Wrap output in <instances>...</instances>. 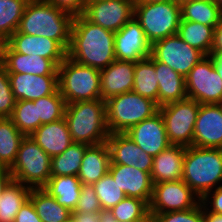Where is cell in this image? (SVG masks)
I'll return each mask as SVG.
<instances>
[{
  "label": "cell",
  "mask_w": 222,
  "mask_h": 222,
  "mask_svg": "<svg viewBox=\"0 0 222 222\" xmlns=\"http://www.w3.org/2000/svg\"><path fill=\"white\" fill-rule=\"evenodd\" d=\"M67 57L103 70L116 60L114 32L89 21L83 14L73 17Z\"/></svg>",
  "instance_id": "cell-1"
},
{
  "label": "cell",
  "mask_w": 222,
  "mask_h": 222,
  "mask_svg": "<svg viewBox=\"0 0 222 222\" xmlns=\"http://www.w3.org/2000/svg\"><path fill=\"white\" fill-rule=\"evenodd\" d=\"M72 20L70 13L47 0H29L17 31L55 40L67 51Z\"/></svg>",
  "instance_id": "cell-2"
},
{
  "label": "cell",
  "mask_w": 222,
  "mask_h": 222,
  "mask_svg": "<svg viewBox=\"0 0 222 222\" xmlns=\"http://www.w3.org/2000/svg\"><path fill=\"white\" fill-rule=\"evenodd\" d=\"M64 118L73 142L97 145L109 137L105 101L102 99L66 104Z\"/></svg>",
  "instance_id": "cell-3"
},
{
  "label": "cell",
  "mask_w": 222,
  "mask_h": 222,
  "mask_svg": "<svg viewBox=\"0 0 222 222\" xmlns=\"http://www.w3.org/2000/svg\"><path fill=\"white\" fill-rule=\"evenodd\" d=\"M182 180L202 199L222 185V149L186 147Z\"/></svg>",
  "instance_id": "cell-4"
},
{
  "label": "cell",
  "mask_w": 222,
  "mask_h": 222,
  "mask_svg": "<svg viewBox=\"0 0 222 222\" xmlns=\"http://www.w3.org/2000/svg\"><path fill=\"white\" fill-rule=\"evenodd\" d=\"M58 85L66 104L101 99L100 70L67 56L58 66Z\"/></svg>",
  "instance_id": "cell-5"
},
{
  "label": "cell",
  "mask_w": 222,
  "mask_h": 222,
  "mask_svg": "<svg viewBox=\"0 0 222 222\" xmlns=\"http://www.w3.org/2000/svg\"><path fill=\"white\" fill-rule=\"evenodd\" d=\"M105 108L110 134L125 133L129 128L152 117L159 110L156 102L134 91L109 98L105 101Z\"/></svg>",
  "instance_id": "cell-6"
},
{
  "label": "cell",
  "mask_w": 222,
  "mask_h": 222,
  "mask_svg": "<svg viewBox=\"0 0 222 222\" xmlns=\"http://www.w3.org/2000/svg\"><path fill=\"white\" fill-rule=\"evenodd\" d=\"M134 17L144 30L147 40L153 44L178 33L181 8L175 1L135 2Z\"/></svg>",
  "instance_id": "cell-7"
},
{
  "label": "cell",
  "mask_w": 222,
  "mask_h": 222,
  "mask_svg": "<svg viewBox=\"0 0 222 222\" xmlns=\"http://www.w3.org/2000/svg\"><path fill=\"white\" fill-rule=\"evenodd\" d=\"M9 171L14 181L30 188H43L51 177V157L31 136H25Z\"/></svg>",
  "instance_id": "cell-8"
},
{
  "label": "cell",
  "mask_w": 222,
  "mask_h": 222,
  "mask_svg": "<svg viewBox=\"0 0 222 222\" xmlns=\"http://www.w3.org/2000/svg\"><path fill=\"white\" fill-rule=\"evenodd\" d=\"M200 103L186 98L159 107L171 145L193 146V134Z\"/></svg>",
  "instance_id": "cell-9"
},
{
  "label": "cell",
  "mask_w": 222,
  "mask_h": 222,
  "mask_svg": "<svg viewBox=\"0 0 222 222\" xmlns=\"http://www.w3.org/2000/svg\"><path fill=\"white\" fill-rule=\"evenodd\" d=\"M187 98L200 104L222 101V79L214 68L213 57L205 56L185 77Z\"/></svg>",
  "instance_id": "cell-10"
},
{
  "label": "cell",
  "mask_w": 222,
  "mask_h": 222,
  "mask_svg": "<svg viewBox=\"0 0 222 222\" xmlns=\"http://www.w3.org/2000/svg\"><path fill=\"white\" fill-rule=\"evenodd\" d=\"M151 55L184 77L205 57L177 34L155 41L151 47Z\"/></svg>",
  "instance_id": "cell-11"
},
{
  "label": "cell",
  "mask_w": 222,
  "mask_h": 222,
  "mask_svg": "<svg viewBox=\"0 0 222 222\" xmlns=\"http://www.w3.org/2000/svg\"><path fill=\"white\" fill-rule=\"evenodd\" d=\"M201 203L199 196L181 179L153 185L150 213L189 210Z\"/></svg>",
  "instance_id": "cell-12"
},
{
  "label": "cell",
  "mask_w": 222,
  "mask_h": 222,
  "mask_svg": "<svg viewBox=\"0 0 222 222\" xmlns=\"http://www.w3.org/2000/svg\"><path fill=\"white\" fill-rule=\"evenodd\" d=\"M134 0H100L86 4L83 15L102 28L117 32L134 17Z\"/></svg>",
  "instance_id": "cell-13"
},
{
  "label": "cell",
  "mask_w": 222,
  "mask_h": 222,
  "mask_svg": "<svg viewBox=\"0 0 222 222\" xmlns=\"http://www.w3.org/2000/svg\"><path fill=\"white\" fill-rule=\"evenodd\" d=\"M114 40L116 60L138 62L151 55L152 44L135 17L114 33Z\"/></svg>",
  "instance_id": "cell-14"
},
{
  "label": "cell",
  "mask_w": 222,
  "mask_h": 222,
  "mask_svg": "<svg viewBox=\"0 0 222 222\" xmlns=\"http://www.w3.org/2000/svg\"><path fill=\"white\" fill-rule=\"evenodd\" d=\"M193 146L222 149V108L219 104H200Z\"/></svg>",
  "instance_id": "cell-15"
},
{
  "label": "cell",
  "mask_w": 222,
  "mask_h": 222,
  "mask_svg": "<svg viewBox=\"0 0 222 222\" xmlns=\"http://www.w3.org/2000/svg\"><path fill=\"white\" fill-rule=\"evenodd\" d=\"M143 151L157 156L171 144L168 140L161 113L144 119L125 132Z\"/></svg>",
  "instance_id": "cell-16"
},
{
  "label": "cell",
  "mask_w": 222,
  "mask_h": 222,
  "mask_svg": "<svg viewBox=\"0 0 222 222\" xmlns=\"http://www.w3.org/2000/svg\"><path fill=\"white\" fill-rule=\"evenodd\" d=\"M0 65L8 73L58 76V66L51 59L17 53L6 42L1 45Z\"/></svg>",
  "instance_id": "cell-17"
},
{
  "label": "cell",
  "mask_w": 222,
  "mask_h": 222,
  "mask_svg": "<svg viewBox=\"0 0 222 222\" xmlns=\"http://www.w3.org/2000/svg\"><path fill=\"white\" fill-rule=\"evenodd\" d=\"M106 142L110 164L133 166L151 173L154 157L143 151L126 133L109 134Z\"/></svg>",
  "instance_id": "cell-18"
},
{
  "label": "cell",
  "mask_w": 222,
  "mask_h": 222,
  "mask_svg": "<svg viewBox=\"0 0 222 222\" xmlns=\"http://www.w3.org/2000/svg\"><path fill=\"white\" fill-rule=\"evenodd\" d=\"M5 42L17 53L51 59L57 66L67 56V51L57 41L46 37L16 31Z\"/></svg>",
  "instance_id": "cell-19"
},
{
  "label": "cell",
  "mask_w": 222,
  "mask_h": 222,
  "mask_svg": "<svg viewBox=\"0 0 222 222\" xmlns=\"http://www.w3.org/2000/svg\"><path fill=\"white\" fill-rule=\"evenodd\" d=\"M108 172L127 197L142 199L149 205L154 185L150 173L121 164H110Z\"/></svg>",
  "instance_id": "cell-20"
},
{
  "label": "cell",
  "mask_w": 222,
  "mask_h": 222,
  "mask_svg": "<svg viewBox=\"0 0 222 222\" xmlns=\"http://www.w3.org/2000/svg\"><path fill=\"white\" fill-rule=\"evenodd\" d=\"M8 78L16 101H34L54 94L59 89L58 76L8 73Z\"/></svg>",
  "instance_id": "cell-21"
},
{
  "label": "cell",
  "mask_w": 222,
  "mask_h": 222,
  "mask_svg": "<svg viewBox=\"0 0 222 222\" xmlns=\"http://www.w3.org/2000/svg\"><path fill=\"white\" fill-rule=\"evenodd\" d=\"M135 62L115 60L100 71L101 99L133 90Z\"/></svg>",
  "instance_id": "cell-22"
},
{
  "label": "cell",
  "mask_w": 222,
  "mask_h": 222,
  "mask_svg": "<svg viewBox=\"0 0 222 222\" xmlns=\"http://www.w3.org/2000/svg\"><path fill=\"white\" fill-rule=\"evenodd\" d=\"M186 147L170 145L153 158L151 179L153 184L181 180Z\"/></svg>",
  "instance_id": "cell-23"
},
{
  "label": "cell",
  "mask_w": 222,
  "mask_h": 222,
  "mask_svg": "<svg viewBox=\"0 0 222 222\" xmlns=\"http://www.w3.org/2000/svg\"><path fill=\"white\" fill-rule=\"evenodd\" d=\"M31 137L50 157L63 153L73 142L65 118L42 124Z\"/></svg>",
  "instance_id": "cell-24"
},
{
  "label": "cell",
  "mask_w": 222,
  "mask_h": 222,
  "mask_svg": "<svg viewBox=\"0 0 222 222\" xmlns=\"http://www.w3.org/2000/svg\"><path fill=\"white\" fill-rule=\"evenodd\" d=\"M110 162L107 142L89 145L83 155L77 177L82 184H94L109 171Z\"/></svg>",
  "instance_id": "cell-25"
},
{
  "label": "cell",
  "mask_w": 222,
  "mask_h": 222,
  "mask_svg": "<svg viewBox=\"0 0 222 222\" xmlns=\"http://www.w3.org/2000/svg\"><path fill=\"white\" fill-rule=\"evenodd\" d=\"M154 67L159 83L158 106L187 98L185 77L168 65L154 58Z\"/></svg>",
  "instance_id": "cell-26"
},
{
  "label": "cell",
  "mask_w": 222,
  "mask_h": 222,
  "mask_svg": "<svg viewBox=\"0 0 222 222\" xmlns=\"http://www.w3.org/2000/svg\"><path fill=\"white\" fill-rule=\"evenodd\" d=\"M82 183L77 176H51L43 187L56 201L74 212L81 193Z\"/></svg>",
  "instance_id": "cell-27"
},
{
  "label": "cell",
  "mask_w": 222,
  "mask_h": 222,
  "mask_svg": "<svg viewBox=\"0 0 222 222\" xmlns=\"http://www.w3.org/2000/svg\"><path fill=\"white\" fill-rule=\"evenodd\" d=\"M29 200L42 222H63L72 213L43 188H31Z\"/></svg>",
  "instance_id": "cell-28"
},
{
  "label": "cell",
  "mask_w": 222,
  "mask_h": 222,
  "mask_svg": "<svg viewBox=\"0 0 222 222\" xmlns=\"http://www.w3.org/2000/svg\"><path fill=\"white\" fill-rule=\"evenodd\" d=\"M181 19L217 27L222 15L214 0H188L180 4Z\"/></svg>",
  "instance_id": "cell-29"
},
{
  "label": "cell",
  "mask_w": 222,
  "mask_h": 222,
  "mask_svg": "<svg viewBox=\"0 0 222 222\" xmlns=\"http://www.w3.org/2000/svg\"><path fill=\"white\" fill-rule=\"evenodd\" d=\"M214 29L213 26L181 19L177 35L187 44L201 51L205 56H210Z\"/></svg>",
  "instance_id": "cell-30"
},
{
  "label": "cell",
  "mask_w": 222,
  "mask_h": 222,
  "mask_svg": "<svg viewBox=\"0 0 222 222\" xmlns=\"http://www.w3.org/2000/svg\"><path fill=\"white\" fill-rule=\"evenodd\" d=\"M159 83L154 67V57L135 62L133 90L139 95L149 98L158 105Z\"/></svg>",
  "instance_id": "cell-31"
},
{
  "label": "cell",
  "mask_w": 222,
  "mask_h": 222,
  "mask_svg": "<svg viewBox=\"0 0 222 222\" xmlns=\"http://www.w3.org/2000/svg\"><path fill=\"white\" fill-rule=\"evenodd\" d=\"M24 137L10 117L0 118V167H12Z\"/></svg>",
  "instance_id": "cell-32"
},
{
  "label": "cell",
  "mask_w": 222,
  "mask_h": 222,
  "mask_svg": "<svg viewBox=\"0 0 222 222\" xmlns=\"http://www.w3.org/2000/svg\"><path fill=\"white\" fill-rule=\"evenodd\" d=\"M88 146L72 142L63 153L51 157V176H77Z\"/></svg>",
  "instance_id": "cell-33"
},
{
  "label": "cell",
  "mask_w": 222,
  "mask_h": 222,
  "mask_svg": "<svg viewBox=\"0 0 222 222\" xmlns=\"http://www.w3.org/2000/svg\"><path fill=\"white\" fill-rule=\"evenodd\" d=\"M31 188L12 181L3 192L0 200V222H14L22 205L29 199Z\"/></svg>",
  "instance_id": "cell-34"
},
{
  "label": "cell",
  "mask_w": 222,
  "mask_h": 222,
  "mask_svg": "<svg viewBox=\"0 0 222 222\" xmlns=\"http://www.w3.org/2000/svg\"><path fill=\"white\" fill-rule=\"evenodd\" d=\"M29 0H0V41L17 31Z\"/></svg>",
  "instance_id": "cell-35"
},
{
  "label": "cell",
  "mask_w": 222,
  "mask_h": 222,
  "mask_svg": "<svg viewBox=\"0 0 222 222\" xmlns=\"http://www.w3.org/2000/svg\"><path fill=\"white\" fill-rule=\"evenodd\" d=\"M107 215L117 221L153 219L149 205L144 200L127 196L110 209Z\"/></svg>",
  "instance_id": "cell-36"
},
{
  "label": "cell",
  "mask_w": 222,
  "mask_h": 222,
  "mask_svg": "<svg viewBox=\"0 0 222 222\" xmlns=\"http://www.w3.org/2000/svg\"><path fill=\"white\" fill-rule=\"evenodd\" d=\"M38 112V128L64 118L66 102L59 89L51 95L34 100Z\"/></svg>",
  "instance_id": "cell-37"
},
{
  "label": "cell",
  "mask_w": 222,
  "mask_h": 222,
  "mask_svg": "<svg viewBox=\"0 0 222 222\" xmlns=\"http://www.w3.org/2000/svg\"><path fill=\"white\" fill-rule=\"evenodd\" d=\"M10 118L24 136H31L38 128L37 105L34 101L18 100Z\"/></svg>",
  "instance_id": "cell-38"
},
{
  "label": "cell",
  "mask_w": 222,
  "mask_h": 222,
  "mask_svg": "<svg viewBox=\"0 0 222 222\" xmlns=\"http://www.w3.org/2000/svg\"><path fill=\"white\" fill-rule=\"evenodd\" d=\"M93 185L103 212L107 213L126 197L124 191L119 188L109 172Z\"/></svg>",
  "instance_id": "cell-39"
},
{
  "label": "cell",
  "mask_w": 222,
  "mask_h": 222,
  "mask_svg": "<svg viewBox=\"0 0 222 222\" xmlns=\"http://www.w3.org/2000/svg\"><path fill=\"white\" fill-rule=\"evenodd\" d=\"M153 222H204V206H198L183 211L166 213H151Z\"/></svg>",
  "instance_id": "cell-40"
},
{
  "label": "cell",
  "mask_w": 222,
  "mask_h": 222,
  "mask_svg": "<svg viewBox=\"0 0 222 222\" xmlns=\"http://www.w3.org/2000/svg\"><path fill=\"white\" fill-rule=\"evenodd\" d=\"M15 103L8 72L0 65V118L11 117Z\"/></svg>",
  "instance_id": "cell-41"
},
{
  "label": "cell",
  "mask_w": 222,
  "mask_h": 222,
  "mask_svg": "<svg viewBox=\"0 0 222 222\" xmlns=\"http://www.w3.org/2000/svg\"><path fill=\"white\" fill-rule=\"evenodd\" d=\"M103 212L93 184H82L77 206L72 213Z\"/></svg>",
  "instance_id": "cell-42"
},
{
  "label": "cell",
  "mask_w": 222,
  "mask_h": 222,
  "mask_svg": "<svg viewBox=\"0 0 222 222\" xmlns=\"http://www.w3.org/2000/svg\"><path fill=\"white\" fill-rule=\"evenodd\" d=\"M201 203L209 212L222 214V185L208 192Z\"/></svg>",
  "instance_id": "cell-43"
},
{
  "label": "cell",
  "mask_w": 222,
  "mask_h": 222,
  "mask_svg": "<svg viewBox=\"0 0 222 222\" xmlns=\"http://www.w3.org/2000/svg\"><path fill=\"white\" fill-rule=\"evenodd\" d=\"M57 8L70 13L73 17L82 15L86 7L85 0H47Z\"/></svg>",
  "instance_id": "cell-44"
},
{
  "label": "cell",
  "mask_w": 222,
  "mask_h": 222,
  "mask_svg": "<svg viewBox=\"0 0 222 222\" xmlns=\"http://www.w3.org/2000/svg\"><path fill=\"white\" fill-rule=\"evenodd\" d=\"M14 222H42L36 214L32 202L28 199L15 216Z\"/></svg>",
  "instance_id": "cell-45"
},
{
  "label": "cell",
  "mask_w": 222,
  "mask_h": 222,
  "mask_svg": "<svg viewBox=\"0 0 222 222\" xmlns=\"http://www.w3.org/2000/svg\"><path fill=\"white\" fill-rule=\"evenodd\" d=\"M78 222H104L107 216L106 212L92 213H71Z\"/></svg>",
  "instance_id": "cell-46"
},
{
  "label": "cell",
  "mask_w": 222,
  "mask_h": 222,
  "mask_svg": "<svg viewBox=\"0 0 222 222\" xmlns=\"http://www.w3.org/2000/svg\"><path fill=\"white\" fill-rule=\"evenodd\" d=\"M211 54H222V15L219 19L217 27L214 29Z\"/></svg>",
  "instance_id": "cell-47"
},
{
  "label": "cell",
  "mask_w": 222,
  "mask_h": 222,
  "mask_svg": "<svg viewBox=\"0 0 222 222\" xmlns=\"http://www.w3.org/2000/svg\"><path fill=\"white\" fill-rule=\"evenodd\" d=\"M13 181L12 174L8 168L0 167V200L6 187Z\"/></svg>",
  "instance_id": "cell-48"
},
{
  "label": "cell",
  "mask_w": 222,
  "mask_h": 222,
  "mask_svg": "<svg viewBox=\"0 0 222 222\" xmlns=\"http://www.w3.org/2000/svg\"><path fill=\"white\" fill-rule=\"evenodd\" d=\"M204 222H222V214L209 212L204 207Z\"/></svg>",
  "instance_id": "cell-49"
},
{
  "label": "cell",
  "mask_w": 222,
  "mask_h": 222,
  "mask_svg": "<svg viewBox=\"0 0 222 222\" xmlns=\"http://www.w3.org/2000/svg\"><path fill=\"white\" fill-rule=\"evenodd\" d=\"M214 60V68L222 79V54H211Z\"/></svg>",
  "instance_id": "cell-50"
},
{
  "label": "cell",
  "mask_w": 222,
  "mask_h": 222,
  "mask_svg": "<svg viewBox=\"0 0 222 222\" xmlns=\"http://www.w3.org/2000/svg\"><path fill=\"white\" fill-rule=\"evenodd\" d=\"M104 222H153V219H137V220H131V221H117V220L110 218L107 215Z\"/></svg>",
  "instance_id": "cell-51"
},
{
  "label": "cell",
  "mask_w": 222,
  "mask_h": 222,
  "mask_svg": "<svg viewBox=\"0 0 222 222\" xmlns=\"http://www.w3.org/2000/svg\"><path fill=\"white\" fill-rule=\"evenodd\" d=\"M135 2H165V1H174V0H134Z\"/></svg>",
  "instance_id": "cell-52"
},
{
  "label": "cell",
  "mask_w": 222,
  "mask_h": 222,
  "mask_svg": "<svg viewBox=\"0 0 222 222\" xmlns=\"http://www.w3.org/2000/svg\"><path fill=\"white\" fill-rule=\"evenodd\" d=\"M63 222H78V221L72 214H70L69 217Z\"/></svg>",
  "instance_id": "cell-53"
},
{
  "label": "cell",
  "mask_w": 222,
  "mask_h": 222,
  "mask_svg": "<svg viewBox=\"0 0 222 222\" xmlns=\"http://www.w3.org/2000/svg\"><path fill=\"white\" fill-rule=\"evenodd\" d=\"M214 1L218 4V6L220 7V10L222 12V0H214Z\"/></svg>",
  "instance_id": "cell-54"
},
{
  "label": "cell",
  "mask_w": 222,
  "mask_h": 222,
  "mask_svg": "<svg viewBox=\"0 0 222 222\" xmlns=\"http://www.w3.org/2000/svg\"><path fill=\"white\" fill-rule=\"evenodd\" d=\"M175 2L181 4L182 2L188 1V0H174Z\"/></svg>",
  "instance_id": "cell-55"
},
{
  "label": "cell",
  "mask_w": 222,
  "mask_h": 222,
  "mask_svg": "<svg viewBox=\"0 0 222 222\" xmlns=\"http://www.w3.org/2000/svg\"><path fill=\"white\" fill-rule=\"evenodd\" d=\"M85 1H86V4H87V3H90V2L100 1V0H85Z\"/></svg>",
  "instance_id": "cell-56"
}]
</instances>
